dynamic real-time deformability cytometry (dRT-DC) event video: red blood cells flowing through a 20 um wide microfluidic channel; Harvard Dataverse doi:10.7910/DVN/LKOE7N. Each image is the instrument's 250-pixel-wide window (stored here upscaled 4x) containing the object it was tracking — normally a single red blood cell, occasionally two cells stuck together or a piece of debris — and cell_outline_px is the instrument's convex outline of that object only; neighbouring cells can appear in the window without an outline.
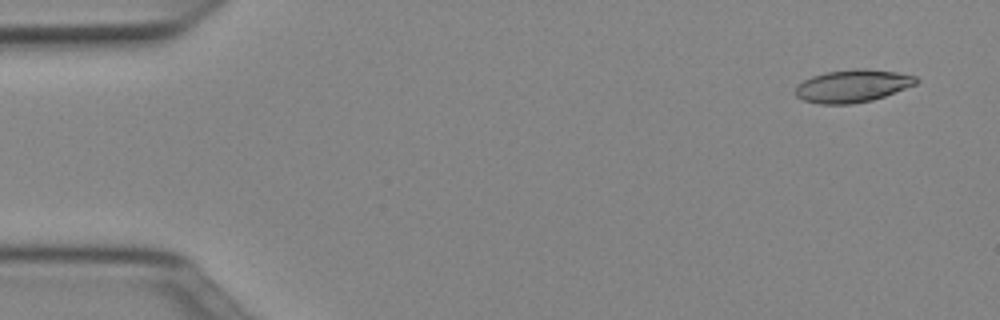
{"species": "Egyptian fruit bat (a non-hibernating species)", "species_latin": "Rousettus aegyptiacus", "temperature_condition": "cold", "stored_images_in_passage": 50, "camera_frame_rate_fps": 3000, "um_per_image_px": 0.085, "animal": {"sex": "female"}, "frame": {"image": 1, "passage_image": 3, "time_ms": 0.667, "image_size_px": [1000, 320], "cell_outline_px": [[920, 80], [916, 84], [884, 96], [872, 100], [852, 104], [820, 104], [804, 100], [796, 96], [796, 84], [812, 76], [824, 72], [856, 68], [868, 68], [896, 72], [916, 76]], "centroid_in_image_um": [72.46, 7.29], "position_along_channel_um": 12.5, "area_um2": 23.06}}
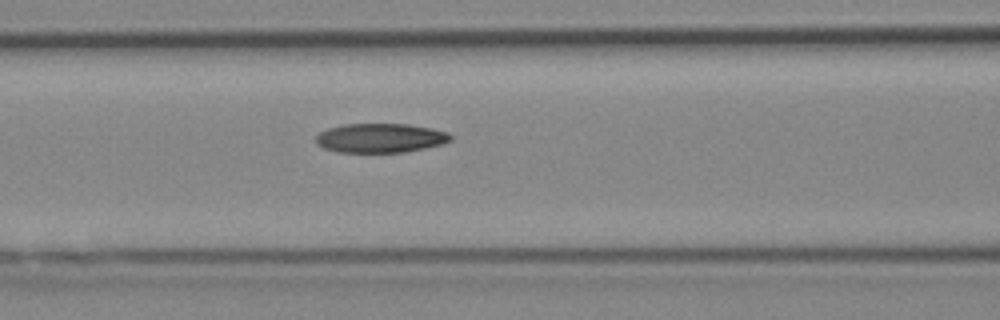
{"frame": {"image": 2, "passage_image": 21, "time_ms": 6.667, "image_size_px": [1000, 320], "cell_outline_px": [[452, 140], [444, 144], [404, 152], [336, 152], [324, 148], [316, 144], [316, 136], [320, 132], [328, 128], [344, 124], [408, 124], [432, 128], [448, 132], [452, 136]], "centroid_in_image_um": [32.35, 11.73], "position_along_channel_um": 134.3, "area_um2": 23.06}}
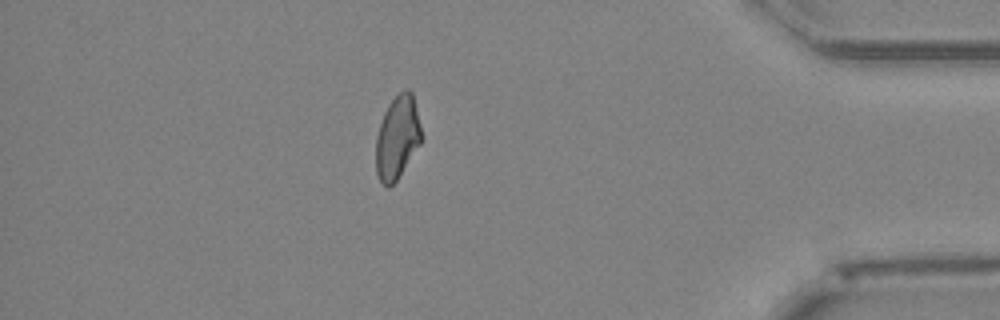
{"frame": {"image": 3, "passage_image": 44, "time_ms": 14.333, "image_size_px": [1000, 320], "cell_outline_px": [[420, 144], [396, 180], [388, 188], [380, 180], [376, 172], [376, 136], [384, 112], [388, 104], [404, 88], [408, 88], [412, 92], [420, 124]], "centroid_in_image_um": [33.76, 11.66], "position_along_channel_um": 401.4, "area_um2": 21.68}, "authors_computed_cell_mechanics": {"area_um2": 22.9466, "velocity_mm_per_s": 4.0046, "shape_relaxation_time_tau1_ms": null, "shape_relaxation_time_tau2_ms": 7.251, "deformation_change_tau1": null, "deformation_change_tau2": 0.1451}}